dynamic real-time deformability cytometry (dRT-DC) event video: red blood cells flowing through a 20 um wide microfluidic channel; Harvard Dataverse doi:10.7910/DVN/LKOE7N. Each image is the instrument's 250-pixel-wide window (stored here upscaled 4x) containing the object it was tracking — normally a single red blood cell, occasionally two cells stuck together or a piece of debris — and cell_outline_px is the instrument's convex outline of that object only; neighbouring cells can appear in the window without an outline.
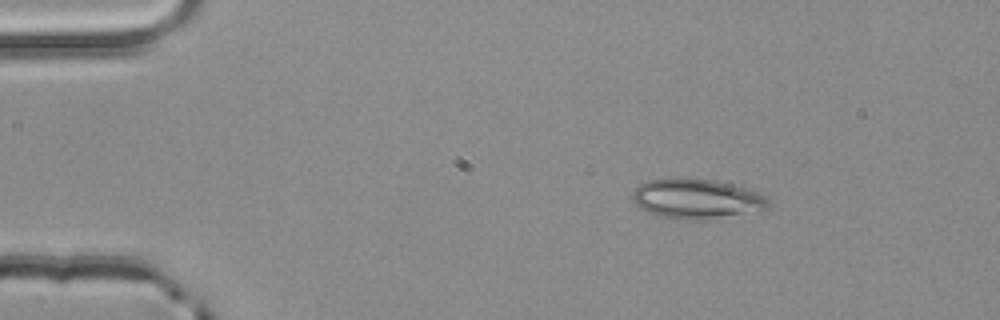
{"species": "common noctule bat (a hibernating species)", "species_latin": "Nyctalus noctula", "temperature_condition": "room temperature", "stored_images_in_passage": 3, "camera_frame_rate_fps": 3000, "um_per_image_px": 0.085, "animal": {"sex": "male", "body_mass_g": 20.4}, "frame": {"image": 1, "passage_image": 1, "time_ms": 0.0, "image_size_px": [1000, 320], "cell_outline_px": [[772, 204], [764, 212], [704, 220], [688, 220], [660, 216], [648, 212], [640, 208], [632, 200], [632, 192], [640, 184], [648, 180], [688, 176], [712, 180], [744, 188], [756, 192], [764, 196]], "centroid_in_image_um": [59.25, 16.91], "position_along_channel_um": 25.8, "area_um2": 32.19}}